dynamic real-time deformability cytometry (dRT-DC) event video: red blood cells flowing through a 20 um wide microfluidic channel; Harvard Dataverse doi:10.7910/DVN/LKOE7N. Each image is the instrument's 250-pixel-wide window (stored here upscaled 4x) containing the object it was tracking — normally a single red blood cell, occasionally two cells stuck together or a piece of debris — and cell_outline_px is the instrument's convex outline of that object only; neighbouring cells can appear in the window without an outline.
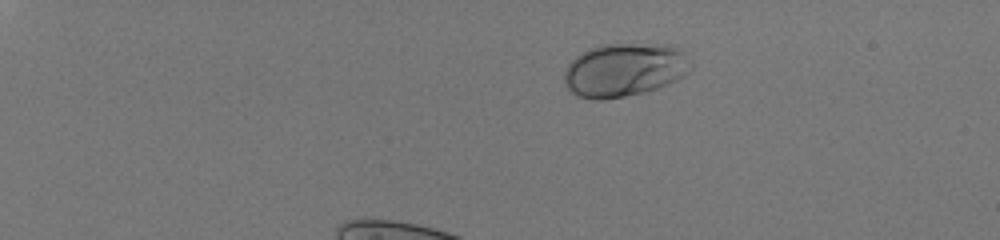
{"species": "human", "species_latin": "Homo sapiens", "temperature_condition": "room temperature", "stored_images_in_passage": 31, "camera_frame_rate_fps": 3000, "um_per_image_px": 0.085, "donor": {"sex": "male"}, "frame": {"image": 1, "passage_image": 1, "time_ms": 0.0, "image_size_px": [1000, 240], "cell_outline_px": [[692, 68], [684, 76], [668, 84], [644, 92], [604, 100], [592, 100], [576, 96], [568, 88], [564, 80], [564, 72], [568, 64], [576, 56], [588, 48], [600, 44], [676, 44], [692, 60]], "centroid_in_image_um": [53.11, 5.92], "position_along_channel_um": 31.9, "area_um2": 40.06}}
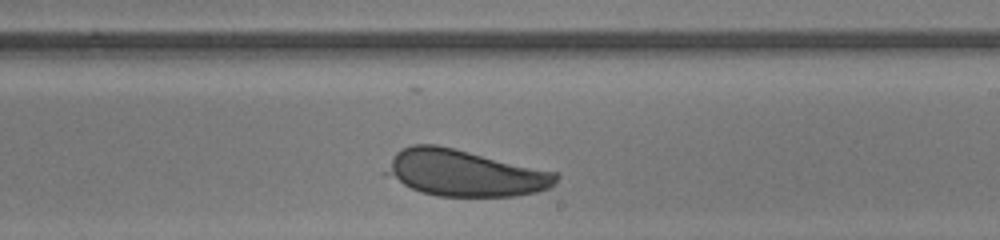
{"frame": {"image": 2, "passage_image": 21, "time_ms": 6.667, "image_size_px": [1000, 240], "cell_outline_px": [[560, 176], [556, 184], [548, 188], [536, 192], [516, 196], [436, 196], [420, 192], [384, 176], [380, 172], [396, 152], [412, 144], [436, 144], [556, 172]], "centroid_in_image_um": [39.43, 14.71], "position_along_channel_um": 249.6, "area_um2": 46.24}}
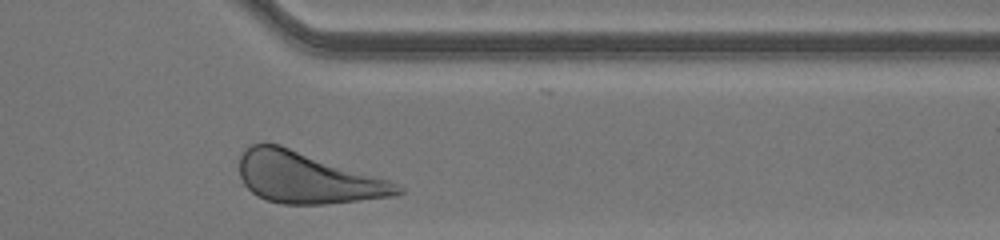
{"frame": {"image": 3, "passage_image": 31, "time_ms": 10.0, "image_size_px": [1000, 240], "cell_outline_px": [[404, 192], [392, 196], [360, 200], [324, 204], [284, 204], [268, 200], [256, 196], [244, 184], [240, 176], [240, 156], [244, 148], [252, 144], [280, 144], [388, 180], [404, 188]], "centroid_in_image_um": [26.08, 15.11], "position_along_channel_um": 385.3, "area_um2": 46.64}, "authors_computed_cell_mechanics": {"area_um2": 46.1822, "velocity_mm_per_s": 4.0566, "shape_relaxation_time_tau1_ms": 2.9721, "shape_relaxation_time_tau2_ms": null, "deformation_change_tau1": 0.0755, "deformation_change_tau2": null}}